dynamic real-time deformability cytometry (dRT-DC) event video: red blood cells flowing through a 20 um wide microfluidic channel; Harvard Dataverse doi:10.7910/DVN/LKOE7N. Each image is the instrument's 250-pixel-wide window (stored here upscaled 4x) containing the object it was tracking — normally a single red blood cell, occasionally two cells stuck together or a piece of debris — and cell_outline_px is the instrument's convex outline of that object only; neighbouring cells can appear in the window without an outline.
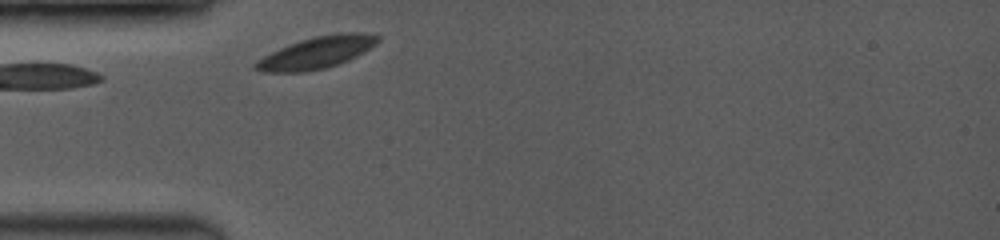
{"species": "common noctule bat (a hibernating species)", "species_latin": "Nyctalus noctula", "temperature_condition": "room temperature", "stored_images_in_passage": 29, "camera_frame_rate_fps": 3500, "um_per_image_px": 0.085, "animal": {"sex": "female", "body_mass_g": 19.0, "forearm_length_mm": 53.3}, "frame": {"image": 1, "passage_image": 2, "time_ms": 0.286, "image_size_px": [1000, 240], "cell_outline_px": [[380, 40], [376, 44], [364, 52], [348, 60], [324, 68], [304, 72], [264, 72], [252, 68], [252, 64], [264, 56], [280, 48], [300, 40], [312, 36], [340, 32], [364, 32], [380, 36]], "centroid_in_image_um": [26.93, 4.45], "position_along_channel_um": 58.1, "area_um2": 22.72}}
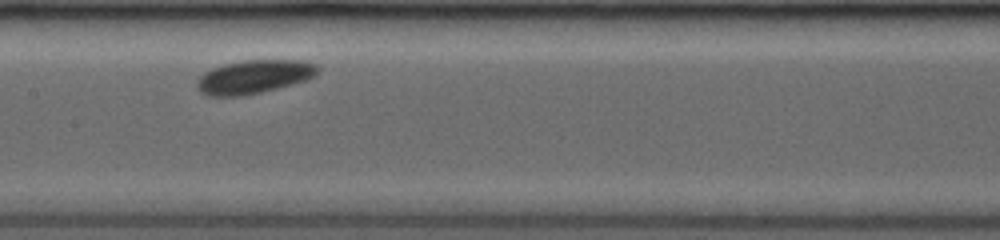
{"frame": {"image": 2, "passage_image": 14, "time_ms": 3.714, "image_size_px": [1000, 240], "cell_outline_px": [[320, 68], [308, 80], [260, 92], [240, 96], [204, 96], [196, 88], [196, 80], [204, 72], [212, 68], [224, 64], [244, 60], [300, 60], [316, 64]], "centroid_in_image_um": [21.53, 6.53], "position_along_channel_um": 185.9, "area_um2": 23.64}}
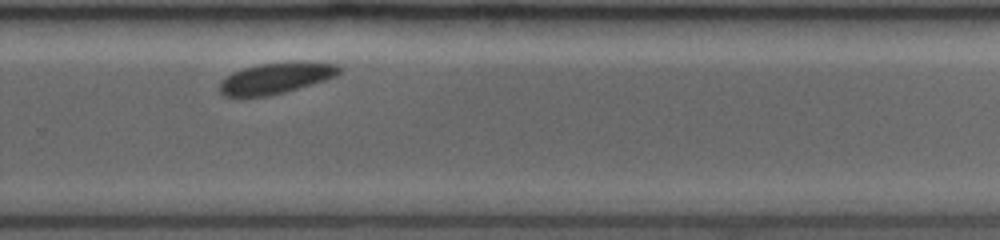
{"frame": {"image": 3, "passage_image": 25, "time_ms": 6.857, "image_size_px": [1000, 240], "cell_outline_px": [[340, 72], [336, 76], [324, 80], [284, 92], [268, 96], [224, 96], [220, 92], [220, 80], [232, 72], [244, 68], [260, 64], [288, 60], [312, 60], [336, 64], [340, 68]], "centroid_in_image_um": [23.48, 6.6], "position_along_channel_um": 306.3, "area_um2": 21.96}}